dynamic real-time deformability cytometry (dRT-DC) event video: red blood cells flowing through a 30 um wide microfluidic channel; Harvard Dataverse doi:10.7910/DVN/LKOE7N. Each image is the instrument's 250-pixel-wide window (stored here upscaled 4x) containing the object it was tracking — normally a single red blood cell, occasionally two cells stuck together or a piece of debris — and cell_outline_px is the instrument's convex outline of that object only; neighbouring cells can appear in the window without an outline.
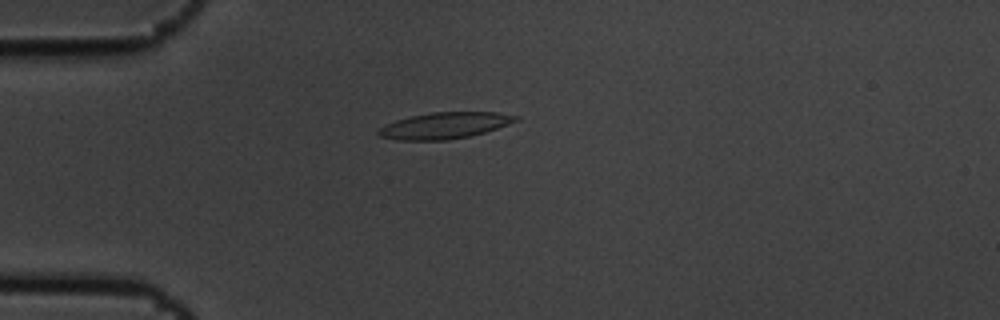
{"species": "common noctule bat (a hibernating species)", "species_latin": "Nyctalus noctula", "temperature_condition": "cold", "stored_images_in_passage": 2, "camera_frame_rate_fps": 3000, "um_per_image_px": 0.085, "animal": {"sex": "male", "body_mass_g": 19.5, "forearm_length_mm": 54.6}, "frame": {"image": 1, "passage_image": 2, "time_ms": 0.333, "image_size_px": [1000, 320], "cell_outline_px": [[520, 120], [484, 132], [468, 136], [448, 140], [396, 140], [380, 136], [376, 132], [384, 124], [396, 120], [412, 116], [432, 112], [496, 112], [520, 116]], "centroid_in_image_um": [37.79, 10.66], "position_along_channel_um": 47.2, "area_um2": 20.98}}